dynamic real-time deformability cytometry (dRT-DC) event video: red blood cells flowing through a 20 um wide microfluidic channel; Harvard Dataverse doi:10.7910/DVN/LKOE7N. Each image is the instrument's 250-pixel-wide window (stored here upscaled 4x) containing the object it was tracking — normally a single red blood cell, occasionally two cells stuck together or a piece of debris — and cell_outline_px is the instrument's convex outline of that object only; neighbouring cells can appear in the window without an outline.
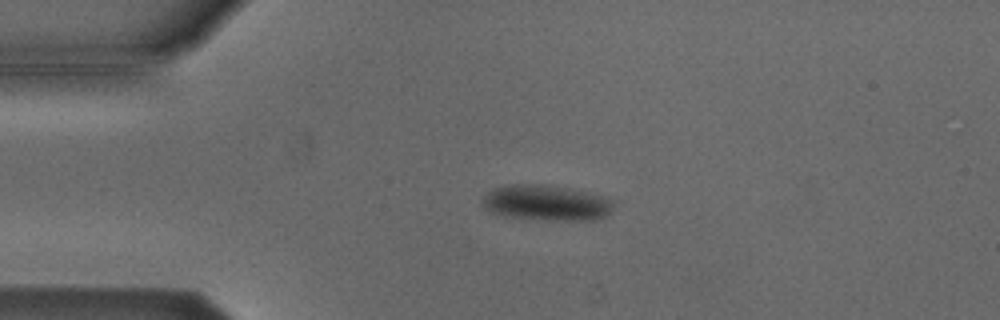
{"species": "Egyptian fruit bat (a non-hibernating species)", "species_latin": "Rousettus aegyptiacus", "temperature_condition": "cold", "stored_images_in_passage": 20, "camera_frame_rate_fps": 3000, "um_per_image_px": 0.085, "animal": {"sex": "male"}, "frame": {"image": 1, "passage_image": 12, "time_ms": 3.667, "image_size_px": [1000, 320], "cell_outline_px": [[612, 204], [608, 212], [604, 216], [596, 220], [552, 220], [504, 216], [492, 212], [484, 208], [480, 204], [484, 196], [492, 188], [512, 184], [544, 184], [568, 188], [600, 196], [608, 200]], "centroid_in_image_um": [46.33, 17.23], "position_along_channel_um": 38.7, "area_um2": 26.76}}